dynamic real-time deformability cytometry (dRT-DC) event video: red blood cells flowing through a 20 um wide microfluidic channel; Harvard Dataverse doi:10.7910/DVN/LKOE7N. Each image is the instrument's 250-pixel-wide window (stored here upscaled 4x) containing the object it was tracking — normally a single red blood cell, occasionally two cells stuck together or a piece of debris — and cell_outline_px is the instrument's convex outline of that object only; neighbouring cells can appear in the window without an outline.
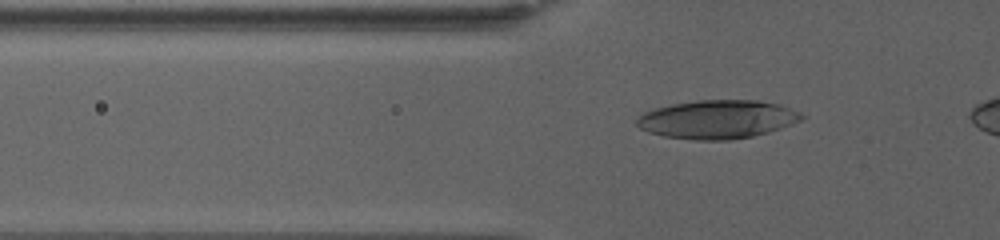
{"species": "human", "species_latin": "Homo sapiens", "temperature_condition": "warm", "stored_images_in_passage": 55, "camera_frame_rate_fps": 3000, "um_per_image_px": 0.085, "donor": {"sex": "female"}, "frame": {"image": 1, "passage_image": 13, "time_ms": 4.0, "image_size_px": [1000, 240], "cell_outline_px": [[804, 116], [800, 120], [792, 124], [768, 132], [752, 136], [728, 140], [692, 140], [664, 136], [648, 132], [640, 128], [636, 124], [636, 120], [644, 112], [656, 108], [672, 104], [700, 100], [760, 100], [780, 104], [800, 112]], "centroid_in_image_um": [60.98, 10.14], "position_along_channel_um": 64.8, "area_um2": 36.93}}
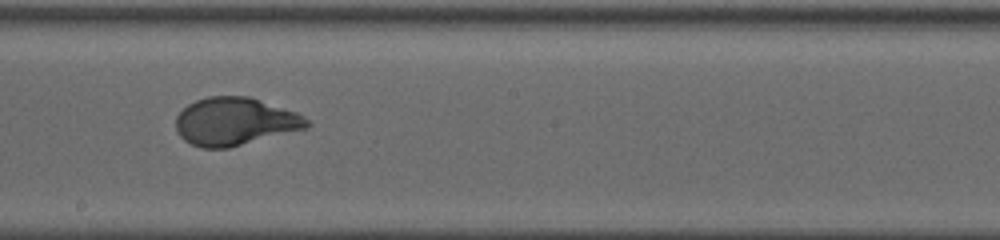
{"frame": {"image": 2, "passage_image": 31, "time_ms": 10.0, "image_size_px": [1000, 240], "cell_outline_px": [[312, 124], [308, 128], [228, 148], [204, 148], [192, 144], [184, 140], [176, 132], [176, 116], [188, 104], [196, 100], [208, 96], [248, 96], [296, 112], [304, 116]], "centroid_in_image_um": [19.97, 10.33], "position_along_channel_um": 228.2, "area_um2": 36.53}}
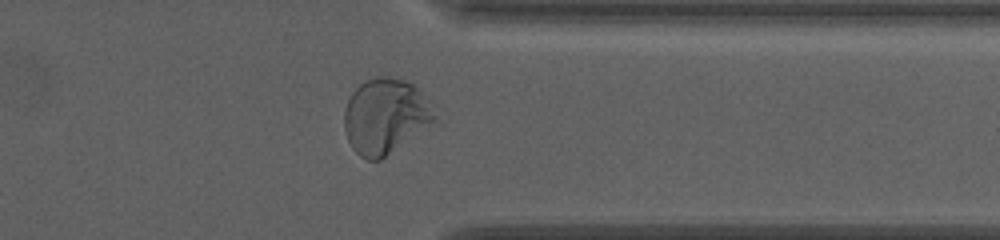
{"frame": {"image": 3, "passage_image": 47, "time_ms": 15.333, "image_size_px": [1000, 240], "cell_outline_px": [[436, 120], [380, 160], [368, 160], [360, 156], [352, 148], [348, 140], [344, 128], [344, 108], [352, 92], [360, 84], [368, 80], [380, 76], [388, 76], [408, 80], [420, 92], [436, 116]], "centroid_in_image_um": [32.7, 9.87], "position_along_channel_um": 378.7, "area_um2": 38.96}}